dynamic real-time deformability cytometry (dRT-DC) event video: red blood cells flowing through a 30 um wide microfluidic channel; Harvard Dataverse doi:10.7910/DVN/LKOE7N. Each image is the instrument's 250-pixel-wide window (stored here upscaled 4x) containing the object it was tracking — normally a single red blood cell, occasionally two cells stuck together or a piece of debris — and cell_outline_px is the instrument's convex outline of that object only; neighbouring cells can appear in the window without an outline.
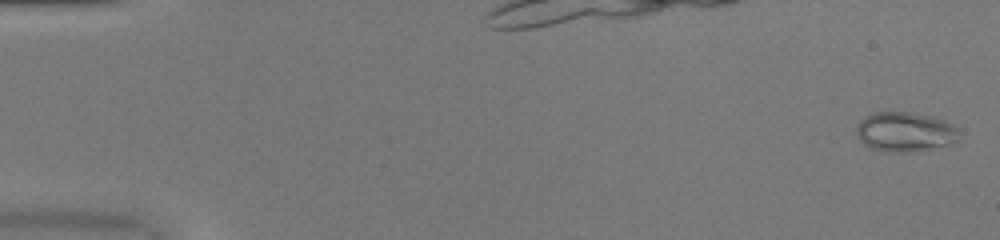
{"species": "common noctule bat (a hibernating species)", "species_latin": "Nyctalus noctula", "temperature_condition": "warm", "stored_images_in_passage": 52, "camera_frame_rate_fps": 3000, "um_per_image_px": 0.085, "animal": {"sex": "female", "body_mass_g": 20.0, "forearm_length_mm": 54.0}, "frame": {"image": 1, "passage_image": 2, "time_ms": 0.333, "image_size_px": [1000, 240], "cell_outline_px": [[956, 140], [948, 144], [908, 152], [888, 152], [868, 148], [860, 140], [856, 132], [856, 128], [860, 120], [876, 112], [912, 112], [932, 116], [944, 120], [952, 124], [956, 128]], "centroid_in_image_um": [76.87, 11.2], "position_along_channel_um": 8.1, "area_um2": 23.35}}
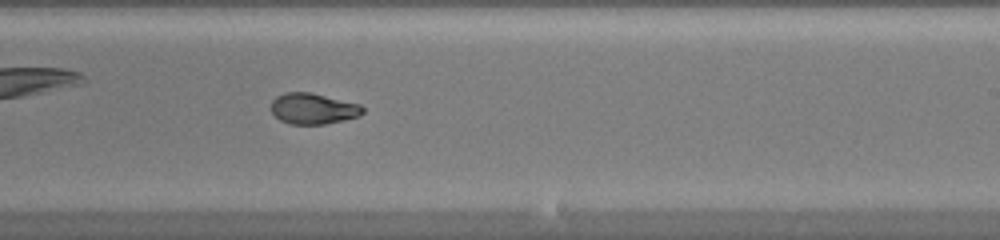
{"frame": {"image": 2, "passage_image": 33, "time_ms": 10.667, "image_size_px": [1000, 240], "cell_outline_px": [[364, 112], [360, 116], [344, 120], [324, 124], [288, 124], [280, 120], [272, 112], [272, 100], [276, 96], [284, 92], [312, 92], [360, 104], [364, 108]], "centroid_in_image_um": [26.63, 9.23], "position_along_channel_um": 262.4, "area_um2": 16.65}}
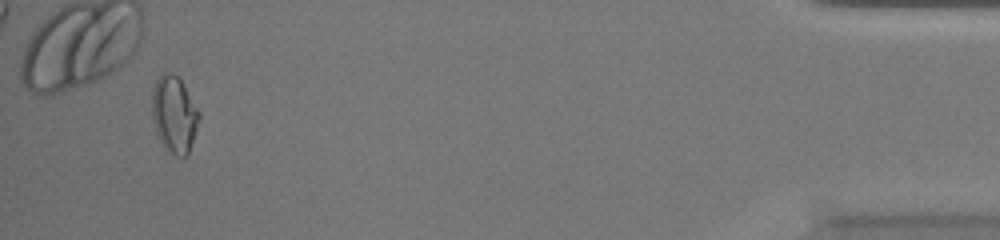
{"frame": {"image": 3, "passage_image": 50, "time_ms": 16.333, "image_size_px": [1000, 240], "cell_outline_px": [[200, 120], [188, 156], [176, 156], [168, 152], [160, 140], [156, 132], [152, 116], [152, 88], [160, 72], [172, 72], [180, 80], [200, 112]], "centroid_in_image_um": [14.8, 9.73], "position_along_channel_um": 420.4, "area_um2": 21.21}, "authors_computed_cell_mechanics": {"area_um2": 18.207, "velocity_mm_per_s": 4.0646, "shape_relaxation_time_tau1_ms": 5.3904, "shape_relaxation_time_tau2_ms": 1.2753, "deformation_change_tau1": 0.2242, "deformation_change_tau2": 0.055}}